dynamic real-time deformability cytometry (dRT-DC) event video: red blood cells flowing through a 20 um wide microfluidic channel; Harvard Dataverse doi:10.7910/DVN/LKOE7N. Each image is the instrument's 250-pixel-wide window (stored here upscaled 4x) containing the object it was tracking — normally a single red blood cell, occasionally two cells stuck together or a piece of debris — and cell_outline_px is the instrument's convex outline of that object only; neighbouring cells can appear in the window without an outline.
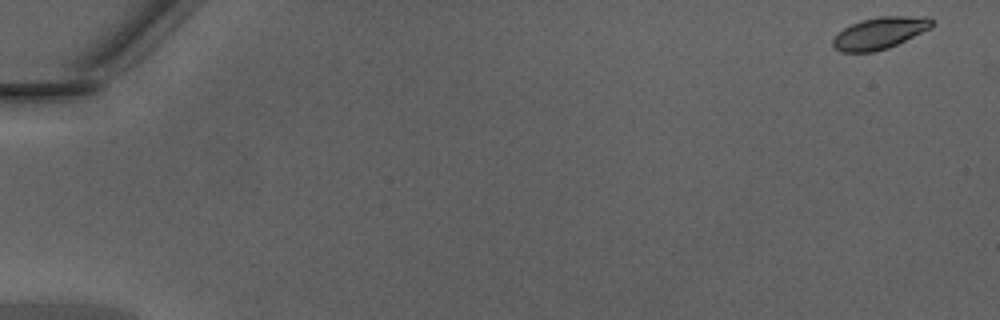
{"species": "Egyptian fruit bat (a non-hibernating species)", "species_latin": "Rousettus aegyptiacus", "temperature_condition": "warm", "stored_images_in_passage": 13, "camera_frame_rate_fps": 3000, "um_per_image_px": 0.085, "animal": {"sex": "male"}, "frame": {"image": 1, "passage_image": 1, "time_ms": 0.0, "image_size_px": [1000, 320], "cell_outline_px": [[936, 24], [932, 28], [888, 48], [872, 52], [840, 52], [832, 44], [832, 40], [844, 28], [860, 20], [880, 16], [928, 16]], "centroid_in_image_um": [74.83, 2.8], "position_along_channel_um": 10.2, "area_um2": 18.38}}